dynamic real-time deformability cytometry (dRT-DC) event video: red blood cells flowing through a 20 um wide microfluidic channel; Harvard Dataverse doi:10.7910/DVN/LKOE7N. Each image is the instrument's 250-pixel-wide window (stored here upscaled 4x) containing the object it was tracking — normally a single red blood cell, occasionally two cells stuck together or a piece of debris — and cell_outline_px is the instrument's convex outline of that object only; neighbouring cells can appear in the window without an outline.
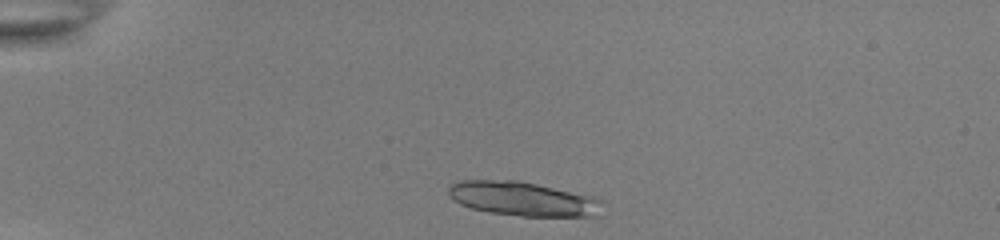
{"species": "common noctule bat (a hibernating species)", "species_latin": "Nyctalus noctula", "temperature_condition": "room temperature", "stored_images_in_passage": 41, "camera_frame_rate_fps": 3000, "um_per_image_px": 0.085, "animal": {"sex": "female", "body_mass_g": 22.0, "forearm_length_mm": 56.7}, "frame": {"image": 1, "passage_image": 2, "time_ms": 0.333, "image_size_px": [1000, 240], "cell_outline_px": [[604, 200], [596, 216], [520, 216], [488, 212], [472, 208], [460, 204], [448, 192], [448, 188], [452, 184], [460, 180], [516, 180], [536, 184], [592, 196]], "centroid_in_image_um": [44.45, 16.9], "position_along_channel_um": 40.5, "area_um2": 30.35}}
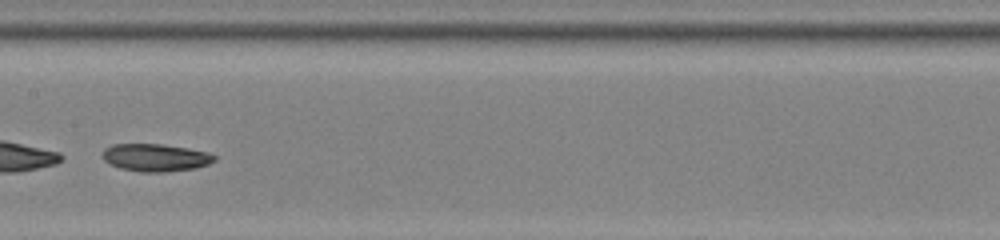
{"frame": {"image": 2, "passage_image": 18, "time_ms": 5.667, "image_size_px": [1000, 240], "cell_outline_px": [[216, 160], [208, 164], [196, 168], [164, 172], [140, 172], [120, 168], [108, 164], [100, 156], [104, 148], [112, 144], [164, 144], [188, 148], [208, 152], [216, 156]], "centroid_in_image_um": [13.18, 13.39], "position_along_channel_um": 194.2, "area_um2": 18.26}}
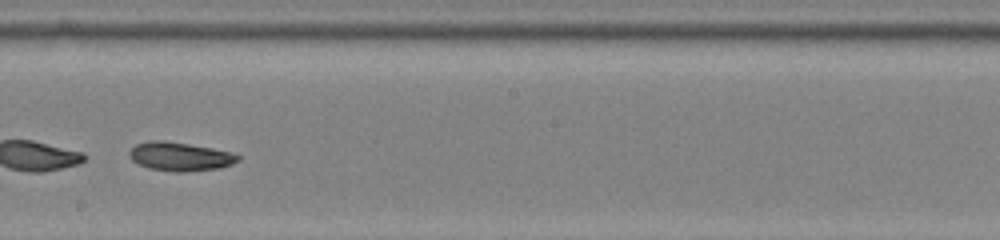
{"frame": {"image": 3, "passage_image": 21, "time_ms": 6.667, "image_size_px": [1000, 240], "cell_outline_px": [[240, 160], [232, 164], [220, 168], [184, 172], [172, 172], [148, 168], [132, 160], [128, 156], [128, 152], [136, 144], [148, 140], [164, 140], [212, 148], [232, 152], [240, 156]], "centroid_in_image_um": [15.3, 13.3], "position_along_channel_um": 232.9, "area_um2": 18.32}, "authors_computed_cell_mechanics": {"area_um2": 18.785, "velocity_mm_per_s": 3.8839, "shape_relaxation_time_tau1_ms": 3.1786, "shape_relaxation_time_tau2_ms": null, "deformation_change_tau1": 0.0968, "deformation_change_tau2": null}}